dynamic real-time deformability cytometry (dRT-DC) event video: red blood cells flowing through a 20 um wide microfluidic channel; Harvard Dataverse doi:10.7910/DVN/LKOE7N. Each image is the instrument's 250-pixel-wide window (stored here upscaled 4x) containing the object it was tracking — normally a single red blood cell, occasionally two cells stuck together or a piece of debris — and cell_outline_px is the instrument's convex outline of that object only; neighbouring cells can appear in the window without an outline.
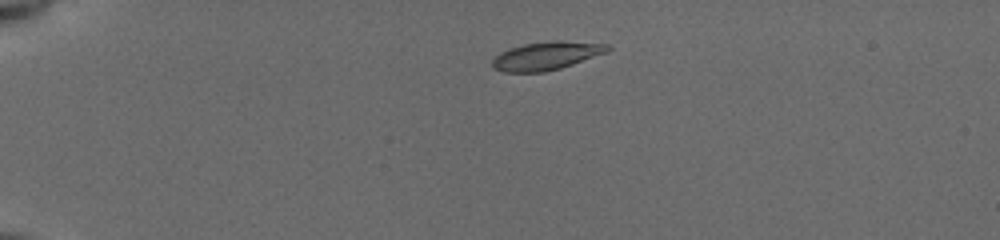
{"species": "common noctule bat (a hibernating species)", "species_latin": "Nyctalus noctula", "temperature_condition": "cold", "stored_images_in_passage": 42, "camera_frame_rate_fps": 3000, "um_per_image_px": 0.085, "animal": {"sex": "female", "body_mass_g": 19.5, "forearm_length_mm": 54.1}, "frame": {"image": 1, "passage_image": 1, "time_ms": 0.0, "image_size_px": [1000, 240], "cell_outline_px": [[612, 48], [608, 52], [560, 68], [544, 72], [504, 72], [492, 68], [492, 60], [500, 52], [508, 48], [524, 44], [552, 40], [560, 40], [608, 44]], "centroid_in_image_um": [46.44, 4.73], "position_along_channel_um": 38.6, "area_um2": 19.07}}
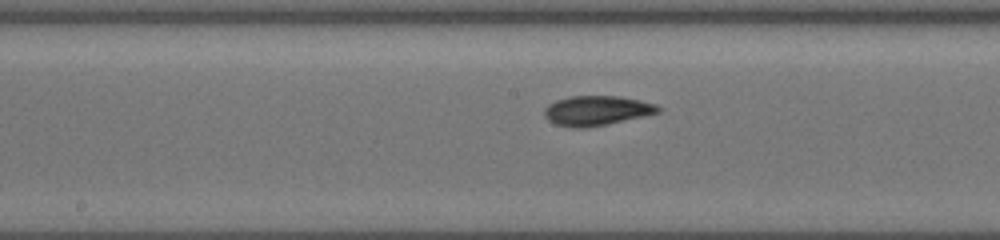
{"frame": {"image": 2, "passage_image": 18, "time_ms": 5.667, "image_size_px": [1000, 240], "cell_outline_px": [[664, 108], [660, 112], [604, 124], [584, 128], [576, 128], [556, 124], [548, 120], [544, 116], [544, 108], [548, 104], [556, 100], [568, 96], [620, 96], [640, 100], [656, 104]], "centroid_in_image_um": [50.7, 9.38], "position_along_channel_um": 197.5, "area_um2": 19.59}}
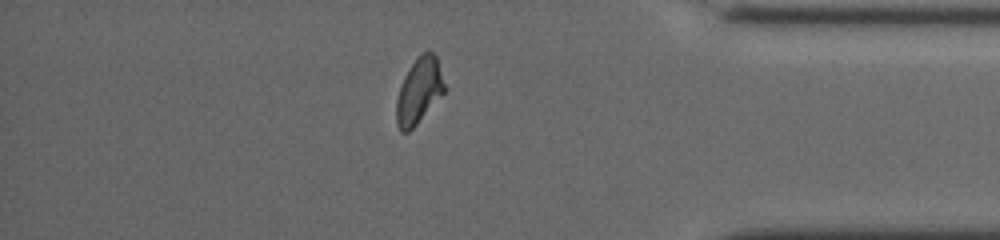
{"frame": {"image": 3, "passage_image": 35, "time_ms": 11.333, "image_size_px": [1000, 240], "cell_outline_px": [[444, 92], [416, 124], [408, 132], [400, 132], [396, 124], [396, 100], [404, 76], [416, 56], [428, 48], [436, 56], [444, 84]], "centroid_in_image_um": [35.59, 7.69], "position_along_channel_um": 399.6, "area_um2": 18.21}, "authors_computed_cell_mechanics": {"area_um2": 18.6116, "velocity_mm_per_s": 3.9139, "shape_relaxation_time_tau1_ms": 4.7092, "shape_relaxation_time_tau2_ms": 2.7874, "deformation_change_tau1": 0.1357, "deformation_change_tau2": 0.0711}}